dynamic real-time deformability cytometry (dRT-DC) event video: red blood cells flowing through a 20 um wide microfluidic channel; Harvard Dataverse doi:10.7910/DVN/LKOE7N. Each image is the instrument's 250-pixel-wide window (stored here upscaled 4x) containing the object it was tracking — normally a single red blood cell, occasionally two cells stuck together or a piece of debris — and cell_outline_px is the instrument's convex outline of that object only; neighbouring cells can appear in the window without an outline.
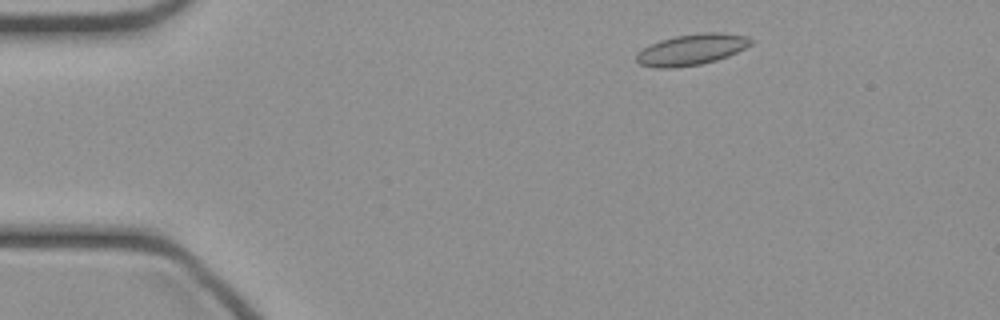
{"species": "common noctule bat (a hibernating species)", "species_latin": "Nyctalus noctula", "temperature_condition": "cold", "stored_images_in_passage": 41, "camera_frame_rate_fps": 3000, "um_per_image_px": 0.085, "animal": {"sex": "female", "body_mass_g": 21.9}, "frame": {"image": 1, "passage_image": 1, "time_ms": 0.0, "image_size_px": [1000, 320], "cell_outline_px": [[752, 44], [728, 56], [716, 60], [700, 64], [672, 68], [656, 68], [640, 64], [636, 60], [636, 56], [644, 48], [660, 40], [676, 36], [704, 32], [720, 32], [748, 36], [752, 40]], "centroid_in_image_um": [58.81, 4.21], "position_along_channel_um": 26.2, "area_um2": 20.46}}
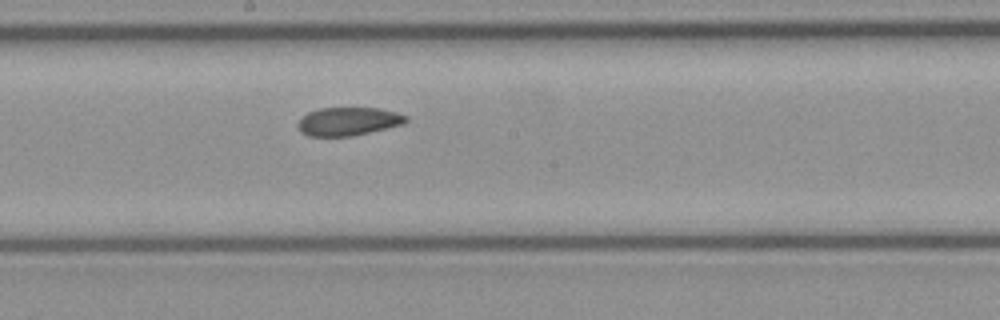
{"frame": {"image": 2, "passage_image": 19, "time_ms": 6.0, "image_size_px": [1000, 320], "cell_outline_px": [[408, 120], [404, 124], [352, 136], [308, 136], [300, 132], [296, 124], [300, 116], [308, 112], [320, 108], [380, 108], [396, 112], [408, 116]], "centroid_in_image_um": [29.57, 10.31], "position_along_channel_um": 218.6, "area_um2": 18.03}}
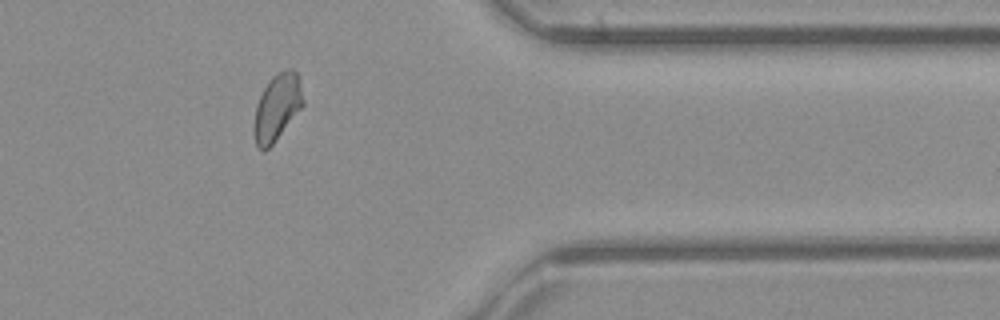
{"frame": {"image": 3, "passage_image": 32, "time_ms": 10.333, "image_size_px": [1000, 320], "cell_outline_px": [[304, 104], [272, 144], [264, 152], [256, 144], [252, 132], [252, 128], [256, 104], [264, 88], [272, 76], [276, 72], [284, 68], [292, 68], [296, 72], [300, 80], [304, 100]], "centroid_in_image_um": [23.53, 9.09], "position_along_channel_um": 387.9, "area_um2": 19.19}}